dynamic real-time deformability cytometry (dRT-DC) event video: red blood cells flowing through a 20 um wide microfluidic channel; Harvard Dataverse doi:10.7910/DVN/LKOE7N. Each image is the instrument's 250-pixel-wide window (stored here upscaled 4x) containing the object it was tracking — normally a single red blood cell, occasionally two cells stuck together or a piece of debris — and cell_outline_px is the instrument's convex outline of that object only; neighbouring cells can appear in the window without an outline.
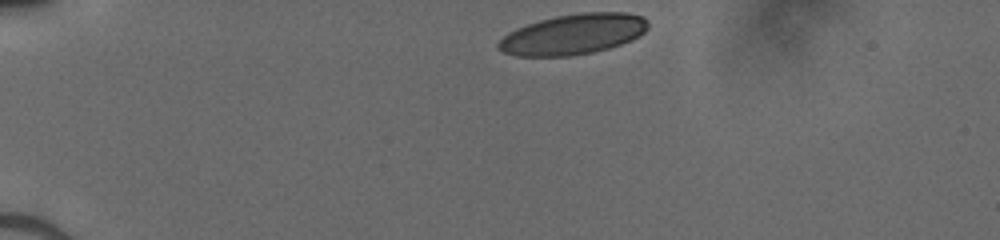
{"species": "human", "species_latin": "Homo sapiens", "temperature_condition": "cold", "stored_images_in_passage": 33, "camera_frame_rate_fps": 3000, "um_per_image_px": 0.085, "donor": {"sex": "male"}, "frame": {"image": 1, "passage_image": 1, "time_ms": 0.0, "image_size_px": [1000, 240], "cell_outline_px": [[648, 28], [640, 36], [620, 44], [608, 48], [592, 52], [572, 56], [516, 56], [504, 52], [496, 48], [496, 44], [508, 32], [516, 28], [540, 20], [556, 16], [580, 12], [628, 12], [644, 16], [648, 20]], "centroid_in_image_um": [48.73, 2.9], "position_along_channel_um": 36.3, "area_um2": 35.43}}
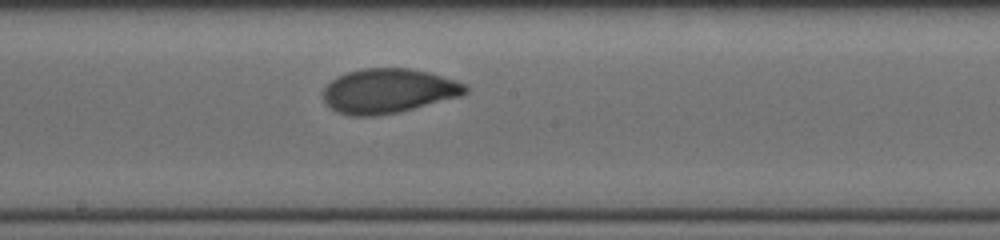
{"frame": {"image": 2, "passage_image": 19, "time_ms": 6.0, "image_size_px": [1000, 240], "cell_outline_px": [[468, 92], [460, 96], [396, 112], [376, 116], [348, 116], [336, 112], [324, 100], [324, 88], [336, 76], [348, 72], [364, 68], [408, 68], [428, 72], [468, 84]], "centroid_in_image_um": [33.0, 7.72], "position_along_channel_um": 215.2, "area_um2": 36.65}}
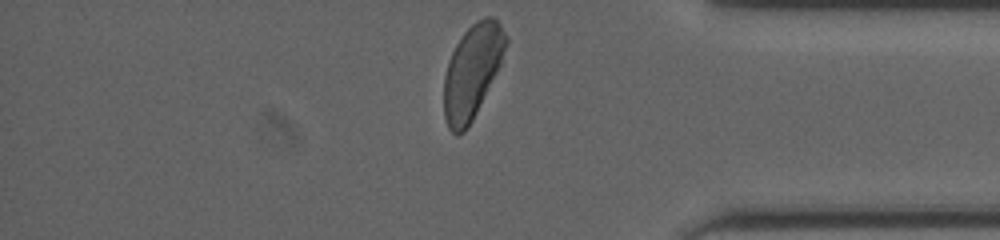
{"frame": {"image": 3, "passage_image": 33, "time_ms": 10.667, "image_size_px": [1000, 240], "cell_outline_px": [[508, 44], [500, 64], [472, 120], [464, 132], [456, 136], [448, 128], [444, 116], [444, 76], [448, 60], [456, 44], [464, 32], [476, 20], [484, 16], [492, 16], [500, 24], [508, 40]], "centroid_in_image_um": [40.12, 6.06], "position_along_channel_um": 395.1, "area_um2": 33.52}}